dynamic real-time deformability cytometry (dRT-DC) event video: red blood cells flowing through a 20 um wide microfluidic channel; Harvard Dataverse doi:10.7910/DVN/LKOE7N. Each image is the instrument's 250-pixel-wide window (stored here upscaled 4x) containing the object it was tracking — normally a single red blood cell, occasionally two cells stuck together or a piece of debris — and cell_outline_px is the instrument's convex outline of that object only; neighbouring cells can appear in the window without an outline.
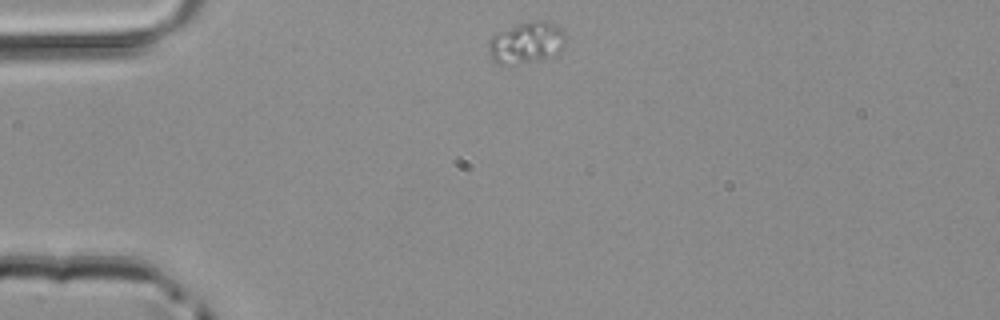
{"species": "common noctule bat (a hibernating species)", "species_latin": "Nyctalus noctula", "temperature_condition": "room temperature", "stored_images_in_passage": 40, "camera_frame_rate_fps": 3000, "um_per_image_px": 0.085, "animal": {"sex": "male", "body_mass_g": 20.4}, "frame": {"image": 1, "passage_image": 1, "time_ms": 0.0, "image_size_px": [1000, 320], "cell_outline_px": [[564, 44], [560, 52], [552, 56], [540, 60], [508, 68], [492, 60], [488, 48], [488, 40], [496, 32], [532, 20], [544, 20], [556, 24], [564, 32]], "centroid_in_image_um": [44.72, 3.67], "position_along_channel_um": 40.3, "area_um2": 19.19}}